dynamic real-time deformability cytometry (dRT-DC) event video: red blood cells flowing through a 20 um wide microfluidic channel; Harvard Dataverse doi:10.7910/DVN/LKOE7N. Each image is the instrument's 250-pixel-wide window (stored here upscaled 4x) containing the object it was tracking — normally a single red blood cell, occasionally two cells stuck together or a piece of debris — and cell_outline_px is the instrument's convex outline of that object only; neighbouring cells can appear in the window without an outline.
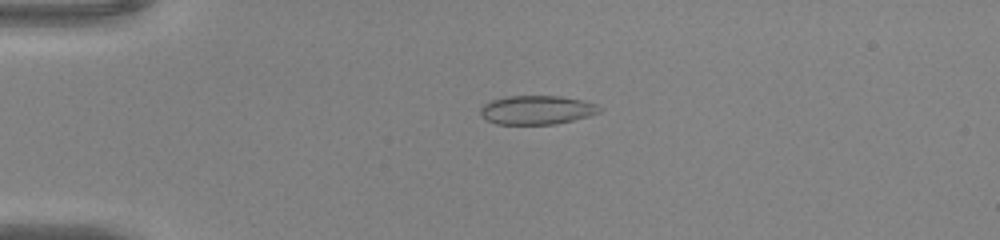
{"species": "common noctule bat (a hibernating species)", "species_latin": "Nyctalus noctula", "temperature_condition": "warm", "stored_images_in_passage": 40, "camera_frame_rate_fps": 3000, "um_per_image_px": 0.085, "animal": {"sex": "male", "body_mass_g": 20.0, "forearm_length_mm": 53.3}, "frame": {"image": 1, "passage_image": 2, "time_ms": 0.333, "image_size_px": [1000, 240], "cell_outline_px": [[604, 108], [600, 112], [588, 116], [556, 124], [496, 124], [480, 116], [480, 108], [484, 104], [492, 100], [504, 96], [560, 96], [580, 100], [596, 104]], "centroid_in_image_um": [45.62, 9.34], "position_along_channel_um": 39.4, "area_um2": 20.06}}
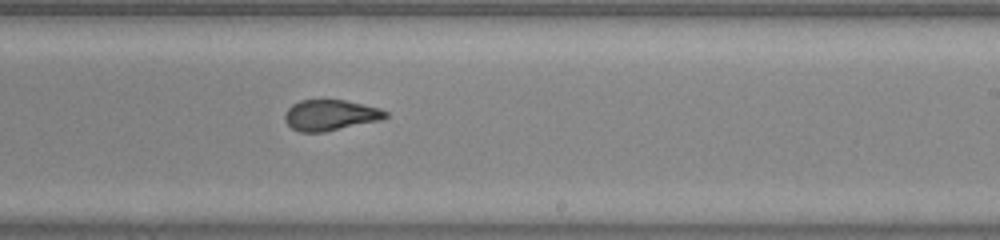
{"frame": {"image": 2, "passage_image": 21, "time_ms": 6.667, "image_size_px": [1000, 240], "cell_outline_px": [[388, 116], [380, 120], [324, 132], [300, 132], [292, 128], [284, 120], [284, 112], [292, 104], [300, 100], [344, 100], [364, 104], [380, 108], [388, 112]], "centroid_in_image_um": [28.06, 9.78], "position_along_channel_um": 260.9, "area_um2": 18.09}}
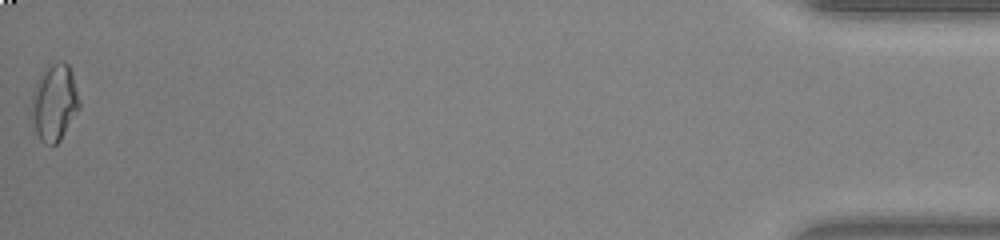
{"frame": {"image": 3, "passage_image": 40, "time_ms": 13.0, "image_size_px": [1000, 240], "cell_outline_px": [[80, 108], [60, 140], [56, 144], [44, 144], [40, 140], [32, 124], [32, 92], [44, 68], [48, 64], [64, 60], [68, 64], [72, 72], [80, 100]], "centroid_in_image_um": [4.63, 8.7], "position_along_channel_um": 430.6, "area_um2": 21.5}, "authors_computed_cell_mechanics": {"area_um2": 19.074, "velocity_mm_per_s": 4.1209, "shape_relaxation_time_tau1_ms": null, "shape_relaxation_time_tau2_ms": 0.6469, "deformation_change_tau1": null, "deformation_change_tau2": 0.0599}}